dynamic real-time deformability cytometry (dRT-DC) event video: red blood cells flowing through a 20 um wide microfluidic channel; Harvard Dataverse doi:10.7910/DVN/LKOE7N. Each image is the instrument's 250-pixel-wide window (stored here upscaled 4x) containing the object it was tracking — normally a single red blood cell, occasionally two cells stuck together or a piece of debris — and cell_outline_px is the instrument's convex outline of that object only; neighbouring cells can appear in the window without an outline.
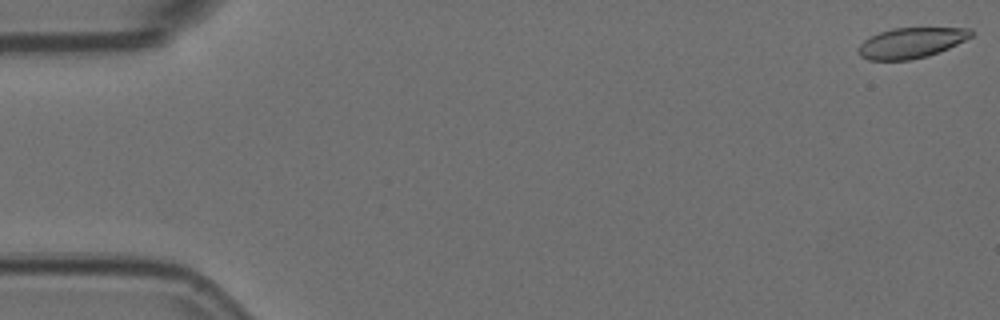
{"species": "Egyptian fruit bat (a non-hibernating species)", "species_latin": "Rousettus aegyptiacus", "temperature_condition": "room temperature", "stored_images_in_passage": 58, "segment_of_instrument_passage": [1, 2], "camera_frame_rate_fps": 3000, "um_per_image_px": 0.085, "animal": {"sex": "female"}, "frame": {"image": 1, "passage_image": 1, "time_ms": 0.0, "image_size_px": [1000, 320], "cell_outline_px": [[972, 36], [948, 48], [928, 56], [908, 60], [868, 60], [860, 56], [856, 48], [864, 40], [880, 32], [892, 28], [972, 28]], "centroid_in_image_um": [77.41, 3.64], "position_along_channel_um": 7.6, "area_um2": 19.88}}
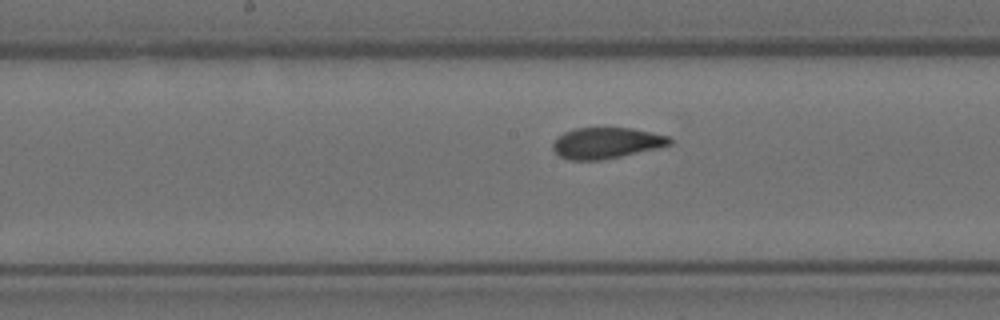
{"frame": {"image": 2, "passage_image": 29, "time_ms": 9.333, "image_size_px": [1000, 320], "cell_outline_px": [[672, 144], [660, 148], [600, 160], [568, 160], [560, 156], [552, 148], [552, 144], [556, 136], [564, 132], [576, 128], [632, 128], [668, 136], [672, 140]], "centroid_in_image_um": [51.52, 12.15], "position_along_channel_um": 196.7, "area_um2": 21.15}}
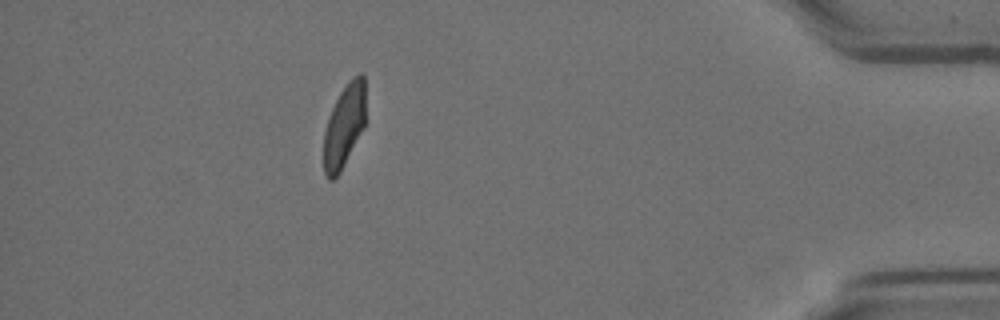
{"frame": {"image": 3, "passage_image": 51, "time_ms": 16.667, "image_size_px": [1000, 320], "cell_outline_px": [[364, 128], [340, 172], [332, 180], [328, 180], [324, 172], [324, 132], [332, 108], [340, 92], [348, 80], [352, 76], [360, 72], [364, 76]], "centroid_in_image_um": [29.25, 10.69], "position_along_channel_um": 405.9, "area_um2": 20.11}}